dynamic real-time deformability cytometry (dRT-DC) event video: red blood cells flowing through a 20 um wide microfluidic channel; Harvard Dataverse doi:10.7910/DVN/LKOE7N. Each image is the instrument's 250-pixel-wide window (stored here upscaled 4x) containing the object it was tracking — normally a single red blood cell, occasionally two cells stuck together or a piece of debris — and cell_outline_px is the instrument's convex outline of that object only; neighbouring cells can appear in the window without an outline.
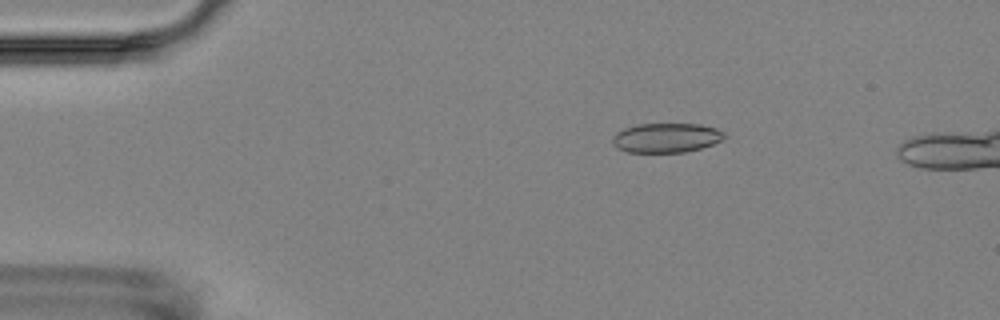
{"species": "Egyptian fruit bat (a non-hibernating species)", "species_latin": "Rousettus aegyptiacus", "temperature_condition": "room temperature", "stored_images_in_passage": 6, "camera_frame_rate_fps": 3000, "um_per_image_px": 0.085, "animal": {"sex": "female"}, "frame": {"image": 1, "passage_image": 3, "time_ms": 2.333, "image_size_px": [1000, 320], "cell_outline_px": [[728, 136], [712, 144], [700, 148], [684, 152], [628, 152], [616, 148], [612, 144], [612, 136], [616, 132], [624, 128], [636, 124], [700, 124], [716, 128], [724, 132]], "centroid_in_image_um": [56.6, 11.71], "position_along_channel_um": 28.4, "area_um2": 19.31}}